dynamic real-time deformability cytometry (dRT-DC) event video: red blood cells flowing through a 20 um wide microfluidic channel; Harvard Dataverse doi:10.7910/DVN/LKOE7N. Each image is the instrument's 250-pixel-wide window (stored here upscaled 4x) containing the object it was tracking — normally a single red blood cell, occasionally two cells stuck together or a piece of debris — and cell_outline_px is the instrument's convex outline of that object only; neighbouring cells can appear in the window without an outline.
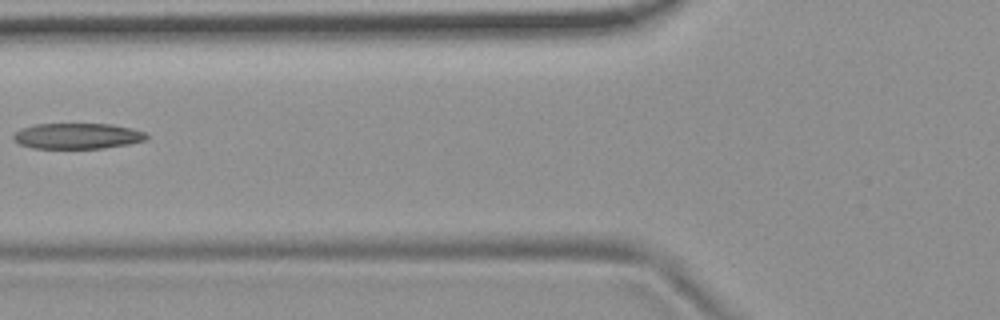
{"species": "common noctule bat (a hibernating species)", "species_latin": "Nyctalus noctula", "temperature_condition": "room temperature", "stored_images_in_passage": 3, "camera_frame_rate_fps": 3000, "um_per_image_px": 0.085, "animal": {"sex": "female", "body_mass_g": 19.9}, "frame": {"image": 1, "passage_image": 2, "time_ms": 1.333, "image_size_px": [1000, 320], "cell_outline_px": [[148, 140], [128, 144], [104, 148], [32, 148], [20, 144], [12, 140], [12, 136], [20, 128], [36, 124], [112, 124], [132, 128], [144, 132], [148, 136]], "centroid_in_image_um": [6.57, 11.56], "position_along_channel_um": 119.2, "area_um2": 20.06}}
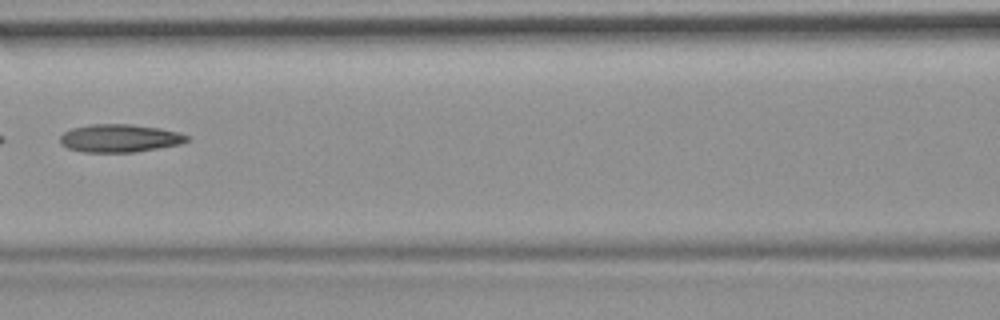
{"frame": {"image": 2, "passage_image": 3, "time_ms": 2.333, "image_size_px": [1000, 320], "cell_outline_px": [[192, 136], [188, 140], [180, 144], [136, 152], [84, 152], [68, 148], [60, 144], [60, 136], [64, 132], [72, 128], [92, 124], [128, 124], [160, 128]], "centroid_in_image_um": [10.17, 11.75], "position_along_channel_um": 156.4, "area_um2": 20.63}}